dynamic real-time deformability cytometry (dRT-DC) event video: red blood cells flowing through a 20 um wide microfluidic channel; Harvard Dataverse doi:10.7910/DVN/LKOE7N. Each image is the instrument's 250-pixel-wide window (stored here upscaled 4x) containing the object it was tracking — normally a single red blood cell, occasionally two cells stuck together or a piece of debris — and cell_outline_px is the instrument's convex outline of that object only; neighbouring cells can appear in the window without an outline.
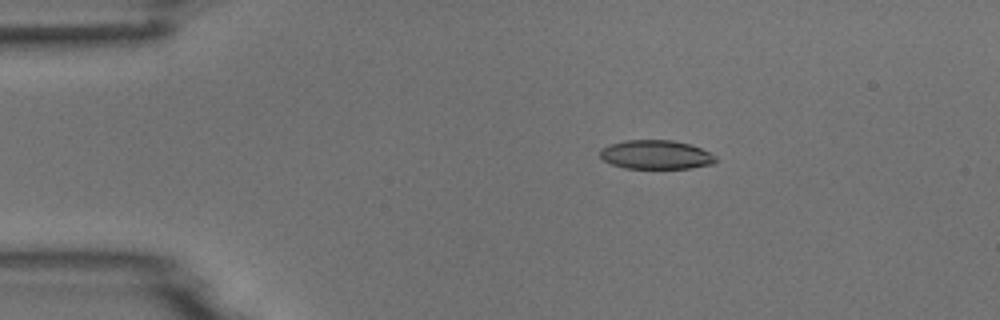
{"species": "common noctule bat (a hibernating species)", "species_latin": "Nyctalus noctula", "temperature_condition": "room temperature", "stored_images_in_passage": 6, "camera_frame_rate_fps": 3000, "um_per_image_px": 0.085, "animal": {"sex": "male", "body_mass_g": 18.8}, "frame": {"image": 1, "passage_image": 2, "time_ms": 1.0, "image_size_px": [1000, 320], "cell_outline_px": [[716, 160], [712, 164], [692, 168], [624, 168], [612, 164], [604, 160], [600, 156], [600, 148], [608, 144], [624, 140], [672, 140], [688, 144], [700, 148], [716, 156]], "centroid_in_image_um": [55.72, 13.14], "position_along_channel_um": 29.3, "area_um2": 19.48}}
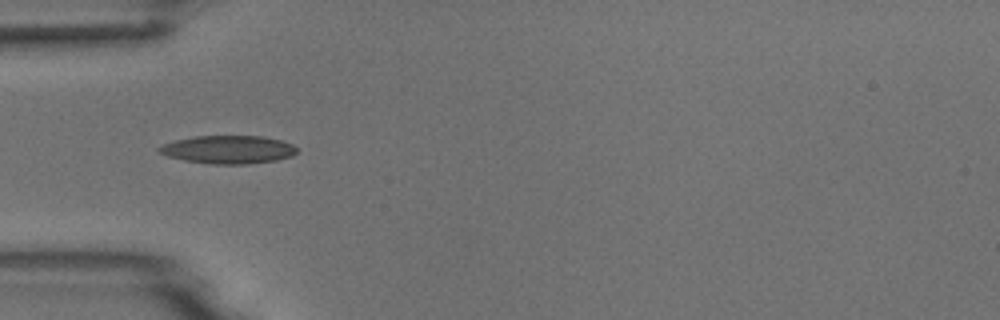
{"frame": {"image": 2, "passage_image": 4, "time_ms": 3.333, "image_size_px": [1000, 320], "cell_outline_px": [[296, 152], [292, 156], [276, 160], [248, 164], [212, 164], [184, 160], [168, 156], [160, 152], [156, 148], [164, 144], [176, 140], [192, 136], [260, 136], [280, 140], [292, 144], [296, 148]], "centroid_in_image_um": [19.39, 12.71], "position_along_channel_um": 65.6, "area_um2": 22.43}}